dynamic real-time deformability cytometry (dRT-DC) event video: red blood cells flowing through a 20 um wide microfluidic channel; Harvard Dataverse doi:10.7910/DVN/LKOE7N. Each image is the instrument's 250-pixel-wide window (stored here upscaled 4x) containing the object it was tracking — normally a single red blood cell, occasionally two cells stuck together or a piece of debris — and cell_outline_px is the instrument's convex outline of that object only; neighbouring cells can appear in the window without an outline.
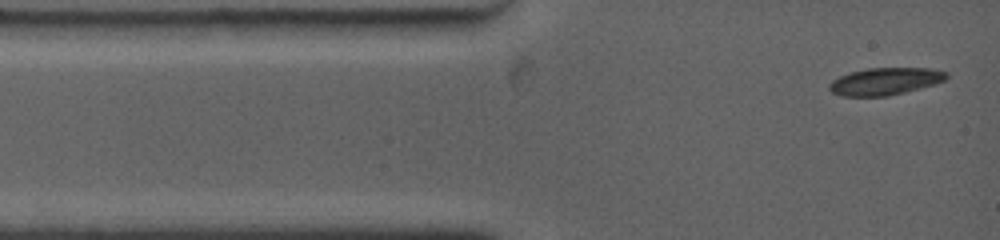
{"species": "common noctule bat (a hibernating species)", "species_latin": "Nyctalus noctula", "temperature_condition": "warm", "stored_images_in_passage": 11, "camera_frame_rate_fps": 4500, "um_per_image_px": 0.085, "animal": {"sex": "female", "body_mass_g": 19.0, "forearm_length_mm": 53.3}, "frame": {"image": 1, "passage_image": 1, "time_ms": 0.0, "image_size_px": [1000, 240], "cell_outline_px": [[948, 76], [944, 80], [932, 84], [904, 92], [888, 96], [844, 96], [832, 92], [828, 88], [828, 84], [832, 80], [848, 72], [868, 68], [928, 68], [948, 72]], "centroid_in_image_um": [75.19, 6.9], "position_along_channel_um": 9.8, "area_um2": 18.44}}
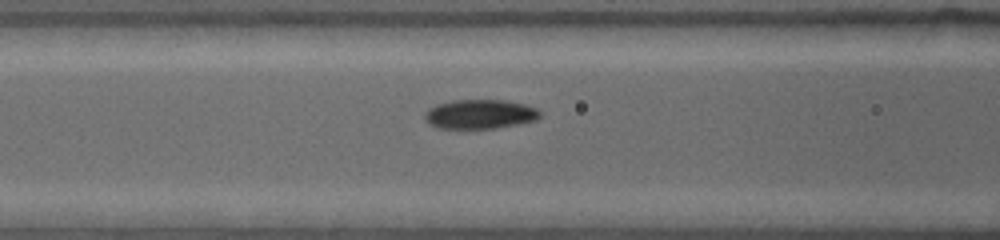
{"frame": {"image": 2, "passage_image": 7, "time_ms": 4.0, "image_size_px": [1000, 240], "cell_outline_px": [[540, 116], [536, 120], [516, 124], [492, 128], [436, 128], [424, 116], [436, 104], [452, 100], [504, 100], [524, 104], [536, 108], [540, 112]], "centroid_in_image_um": [40.83, 9.69], "position_along_channel_um": 125.8, "area_um2": 19.25}}
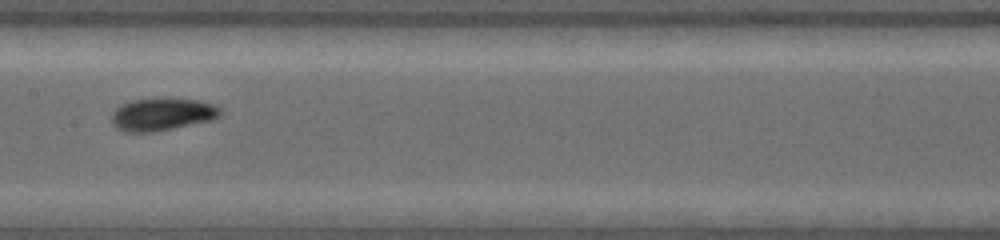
{"frame": {"image": 3, "passage_image": 10, "time_ms": 5.778, "image_size_px": [1000, 240], "cell_outline_px": [[220, 116], [212, 120], [152, 132], [128, 132], [116, 128], [112, 120], [112, 112], [116, 108], [132, 100], [200, 100], [212, 104], [220, 108]], "centroid_in_image_um": [13.78, 9.74], "position_along_channel_um": 193.6, "area_um2": 19.88}}